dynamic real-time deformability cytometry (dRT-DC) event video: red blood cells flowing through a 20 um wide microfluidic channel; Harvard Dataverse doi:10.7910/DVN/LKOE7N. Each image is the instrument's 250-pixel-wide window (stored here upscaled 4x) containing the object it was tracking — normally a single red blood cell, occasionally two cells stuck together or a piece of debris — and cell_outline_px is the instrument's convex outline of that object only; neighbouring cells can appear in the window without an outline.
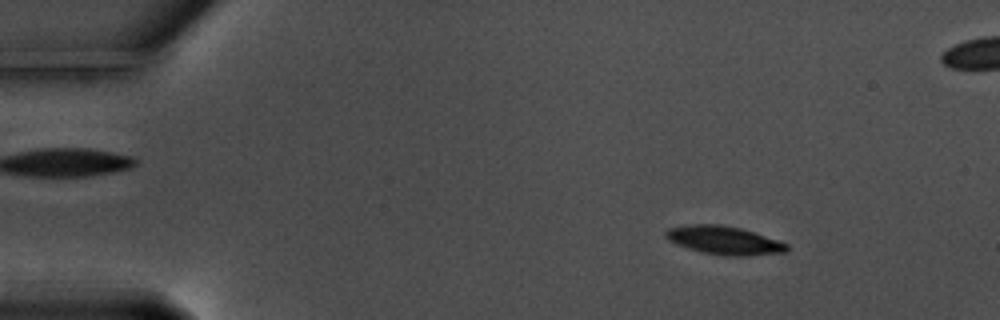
{"species": "common noctule bat (a hibernating species)", "species_latin": "Nyctalus noctula", "temperature_condition": "warm", "stored_images_in_passage": 57, "camera_frame_rate_fps": 3000, "um_per_image_px": 0.085, "animal": {"sex": "male", "body_mass_g": 17.5, "forearm_length_mm": 52.3}, "frame": {"image": 1, "passage_image": 7, "time_ms": 2.0, "image_size_px": [1000, 320], "cell_outline_px": [[788, 248], [784, 252], [744, 256], [724, 256], [704, 252], [688, 248], [676, 244], [668, 240], [664, 236], [664, 232], [668, 228], [688, 224], [720, 224], [740, 228], [788, 244]], "centroid_in_image_um": [61.48, 20.42], "position_along_channel_um": 23.5, "area_um2": 19.83}}
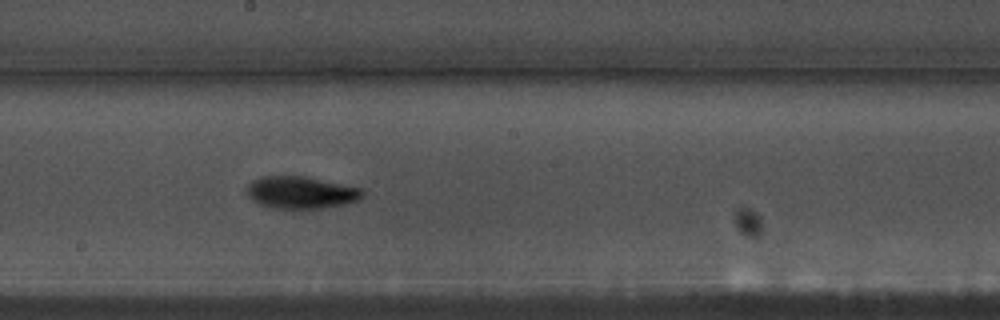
{"frame": {"image": 2, "passage_image": 31, "time_ms": 10.0, "image_size_px": [1000, 320], "cell_outline_px": [[364, 196], [360, 200], [344, 204], [324, 208], [272, 208], [260, 204], [252, 200], [244, 192], [244, 188], [252, 180], [264, 176], [304, 176], [360, 188], [364, 192]], "centroid_in_image_um": [25.54, 16.36], "position_along_channel_um": 222.7, "area_um2": 21.79}}
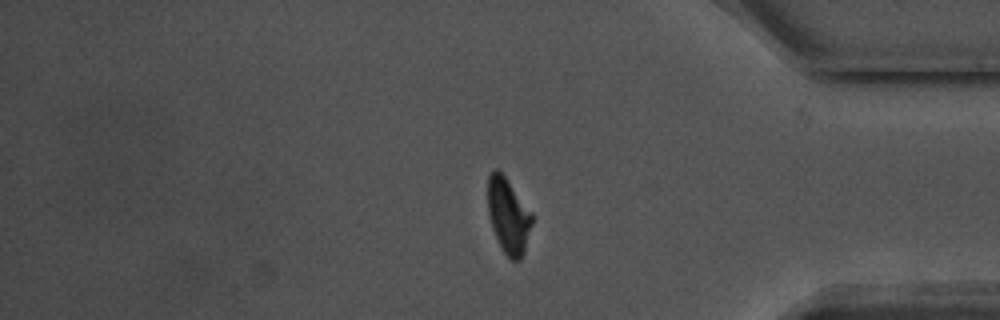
{"frame": {"image": 3, "passage_image": 47, "time_ms": 15.333, "image_size_px": [1000, 320], "cell_outline_px": [[532, 224], [524, 252], [520, 260], [512, 260], [504, 252], [492, 228], [488, 212], [488, 176], [496, 168], [504, 176], [532, 212]], "centroid_in_image_um": [43.21, 18.35], "position_along_channel_um": 392.0, "area_um2": 19.02}, "authors_computed_cell_mechanics": {"area_um2": 19.9988, "velocity_mm_per_s": 3.5576, "shape_relaxation_time_tau1_ms": 2.4212, "shape_relaxation_time_tau2_ms": 5.5103, "deformation_change_tau1": 0.1387, "deformation_change_tau2": 0.1022}}